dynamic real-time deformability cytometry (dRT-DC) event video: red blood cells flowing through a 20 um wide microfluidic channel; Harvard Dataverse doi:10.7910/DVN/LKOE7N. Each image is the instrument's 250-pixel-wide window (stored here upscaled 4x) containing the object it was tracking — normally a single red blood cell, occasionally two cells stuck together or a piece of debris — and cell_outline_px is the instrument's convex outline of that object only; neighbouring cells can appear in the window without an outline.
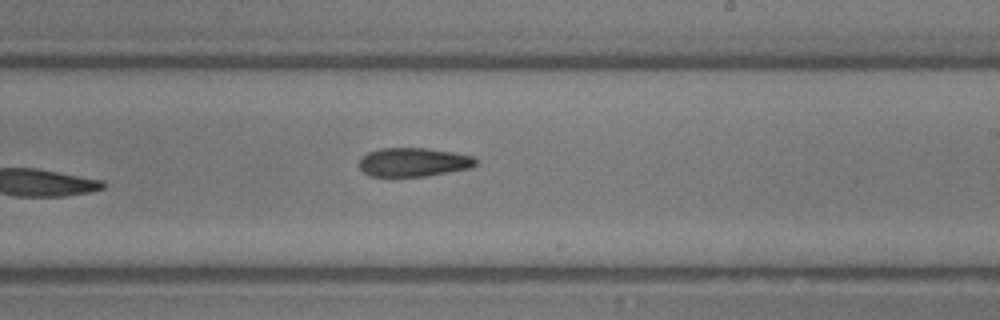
{"species": "common noctule bat (a hibernating species)", "species_latin": "Nyctalus noctula", "temperature_condition": "room temperature", "stored_images_in_passage": 14, "camera_frame_rate_fps": 3000, "um_per_image_px": 0.085, "animal": {"sex": "male", "body_mass_g": 13.3}, "frame": {"image": 1, "passage_image": 14, "time_ms": 4.333, "image_size_px": [1000, 320], "cell_outline_px": [[476, 164], [472, 168], [428, 176], [372, 176], [364, 172], [360, 168], [360, 160], [368, 152], [380, 148], [424, 148], [452, 152], [476, 156]], "centroid_in_image_um": [35.2, 13.78], "position_along_channel_um": 253.8, "area_um2": 19.54}}